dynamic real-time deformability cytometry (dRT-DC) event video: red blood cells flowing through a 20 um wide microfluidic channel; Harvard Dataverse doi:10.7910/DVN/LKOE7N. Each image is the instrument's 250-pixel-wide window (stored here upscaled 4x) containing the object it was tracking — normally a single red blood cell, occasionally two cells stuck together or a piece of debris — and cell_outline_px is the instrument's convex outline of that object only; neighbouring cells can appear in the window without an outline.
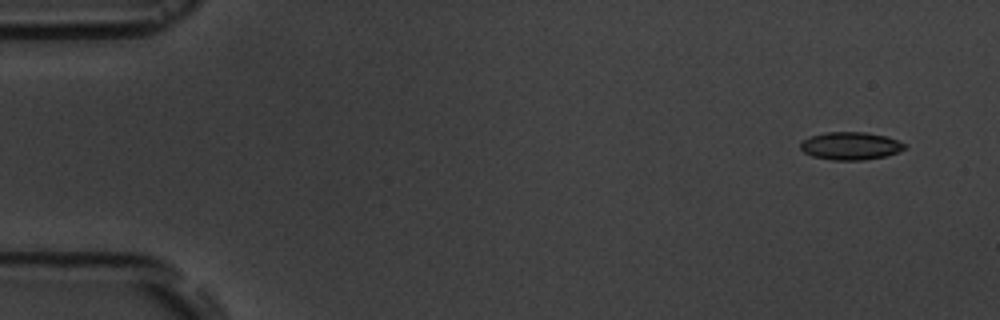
{"species": "common noctule bat (a hibernating species)", "species_latin": "Nyctalus noctula", "temperature_condition": "room temperature", "stored_images_in_passage": 4, "camera_frame_rate_fps": 3000, "um_per_image_px": 0.085, "animal": {"sex": "male", "body_mass_g": 19.5, "forearm_length_mm": 54.6}, "frame": {"image": 1, "passage_image": 1, "time_ms": 0.0, "image_size_px": [1000, 320], "cell_outline_px": [[908, 148], [884, 156], [864, 160], [832, 160], [812, 156], [804, 152], [800, 148], [800, 144], [804, 140], [812, 136], [828, 132], [864, 132], [888, 136], [908, 144]], "centroid_in_image_um": [72.35, 12.4], "position_along_channel_um": 12.7, "area_um2": 16.88}}
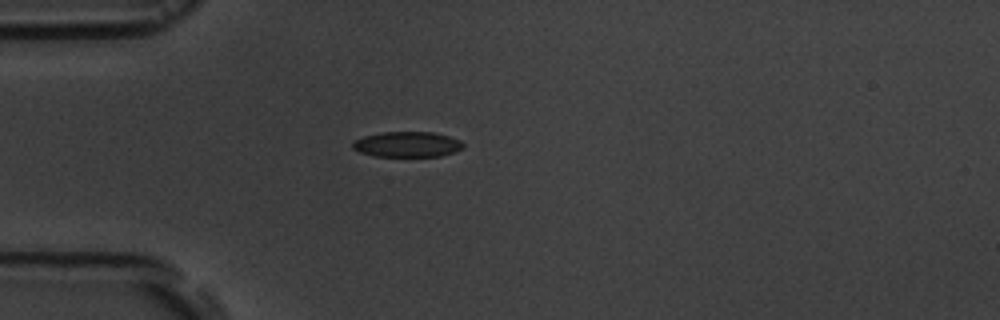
{"frame": {"image": 2, "passage_image": 4, "time_ms": 4.0, "image_size_px": [1000, 320], "cell_outline_px": [[464, 148], [440, 156], [372, 156], [360, 152], [352, 148], [352, 140], [364, 136], [380, 132], [432, 132], [448, 136], [460, 140], [464, 144]], "centroid_in_image_um": [34.58, 12.26], "position_along_channel_um": 50.4, "area_um2": 16.42}}